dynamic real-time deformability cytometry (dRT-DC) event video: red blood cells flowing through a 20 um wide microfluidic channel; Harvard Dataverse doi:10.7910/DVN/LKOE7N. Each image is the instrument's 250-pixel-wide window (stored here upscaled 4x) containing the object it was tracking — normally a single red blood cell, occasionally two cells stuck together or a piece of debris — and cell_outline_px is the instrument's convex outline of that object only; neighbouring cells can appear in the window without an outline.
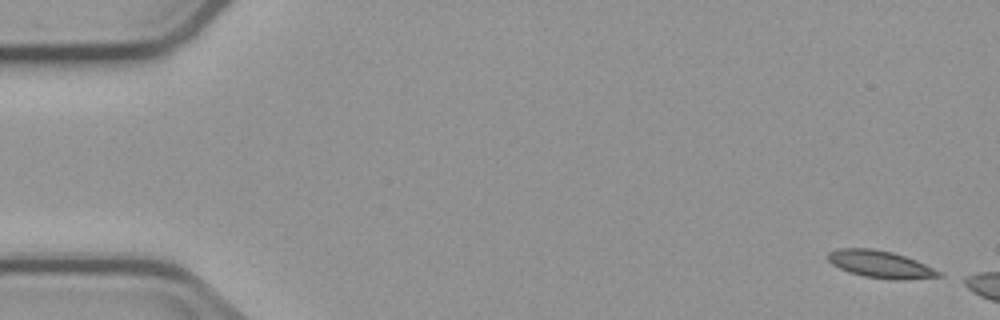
{"species": "common noctule bat (a hibernating species)", "species_latin": "Nyctalus noctula", "temperature_condition": "cold", "stored_images_in_passage": 2, "camera_frame_rate_fps": 3000, "um_per_image_px": 0.085, "animal": {"sex": "male", "body_mass_g": 23.1, "forearm_length_mm": 52.7}, "frame": {"image": 1, "passage_image": 1, "time_ms": 0.0, "image_size_px": [1000, 320], "cell_outline_px": [[944, 276], [896, 280], [864, 276], [848, 272], [832, 264], [828, 260], [828, 252], [836, 248], [872, 248], [892, 252], [916, 260], [940, 272]], "centroid_in_image_um": [74.79, 22.45], "position_along_channel_um": 10.2, "area_um2": 17.4}}